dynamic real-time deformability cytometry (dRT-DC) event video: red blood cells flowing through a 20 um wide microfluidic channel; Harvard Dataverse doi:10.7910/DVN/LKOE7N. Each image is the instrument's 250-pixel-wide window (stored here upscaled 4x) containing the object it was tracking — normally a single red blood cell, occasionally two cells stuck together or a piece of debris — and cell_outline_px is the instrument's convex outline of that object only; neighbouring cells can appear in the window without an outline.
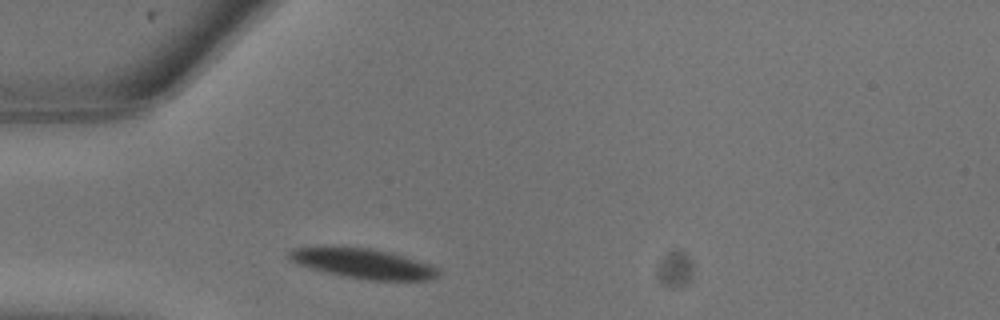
{"species": "common noctule bat (a hibernating species)", "species_latin": "Nyctalus noctula", "temperature_condition": "warm", "stored_images_in_passage": 3, "camera_frame_rate_fps": 3000, "um_per_image_px": 0.085, "animal": {"sex": "male", "body_mass_g": 13.3}, "frame": {"image": 1, "passage_image": 1, "time_ms": 0.0, "image_size_px": [1000, 320], "cell_outline_px": [[440, 272], [436, 276], [428, 280], [368, 280], [344, 276], [296, 264], [288, 260], [288, 252], [292, 248], [324, 244], [372, 248], [404, 256], [440, 268]], "centroid_in_image_um": [30.76, 22.35], "position_along_channel_um": 54.2, "area_um2": 26.53}}
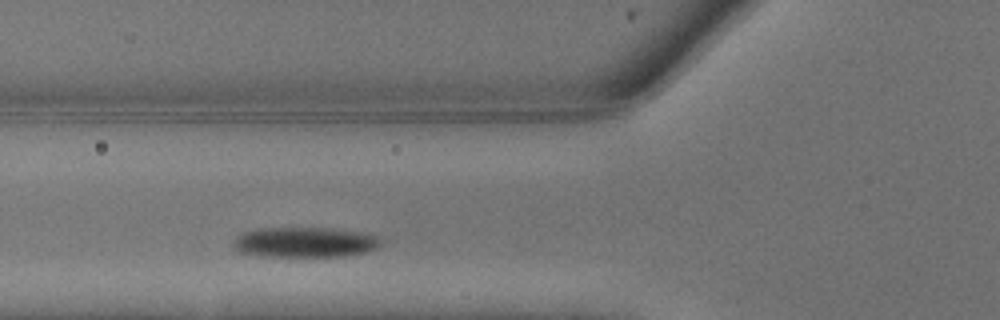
{"frame": {"image": 2, "passage_image": 3, "time_ms": 0.667, "image_size_px": [1000, 320], "cell_outline_px": [[384, 240], [376, 248], [368, 252], [344, 256], [268, 256], [240, 252], [232, 248], [236, 236], [244, 232], [260, 228], [328, 228], [364, 232], [380, 236]], "centroid_in_image_um": [25.97, 20.58], "position_along_channel_um": 99.8, "area_um2": 26.13}}